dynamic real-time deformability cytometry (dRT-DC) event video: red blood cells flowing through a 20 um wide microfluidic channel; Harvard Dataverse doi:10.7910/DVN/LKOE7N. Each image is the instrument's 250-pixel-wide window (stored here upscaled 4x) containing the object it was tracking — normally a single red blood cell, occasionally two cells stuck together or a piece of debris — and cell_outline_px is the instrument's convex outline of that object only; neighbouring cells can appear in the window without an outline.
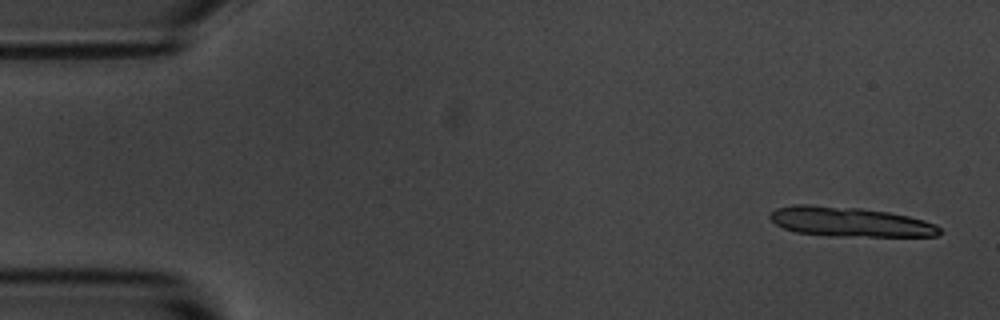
{"species": "common noctule bat (a hibernating species)", "species_latin": "Nyctalus noctula", "temperature_condition": "room temperature", "stored_images_in_passage": 4, "camera_frame_rate_fps": 3000, "um_per_image_px": 0.085, "animal": {"sex": "male", "body_mass_g": 20.1, "forearm_length_mm": 53.5}, "frame": {"image": 1, "passage_image": 1, "time_ms": 0.0, "image_size_px": [1000, 320], "cell_outline_px": [[944, 232], [936, 236], [832, 236], [796, 232], [784, 228], [776, 224], [768, 216], [776, 208], [796, 204], [808, 204], [860, 208], [888, 212], [908, 216], [924, 220], [936, 224]], "centroid_in_image_um": [72.26, 18.85], "position_along_channel_um": 12.7, "area_um2": 29.3}}